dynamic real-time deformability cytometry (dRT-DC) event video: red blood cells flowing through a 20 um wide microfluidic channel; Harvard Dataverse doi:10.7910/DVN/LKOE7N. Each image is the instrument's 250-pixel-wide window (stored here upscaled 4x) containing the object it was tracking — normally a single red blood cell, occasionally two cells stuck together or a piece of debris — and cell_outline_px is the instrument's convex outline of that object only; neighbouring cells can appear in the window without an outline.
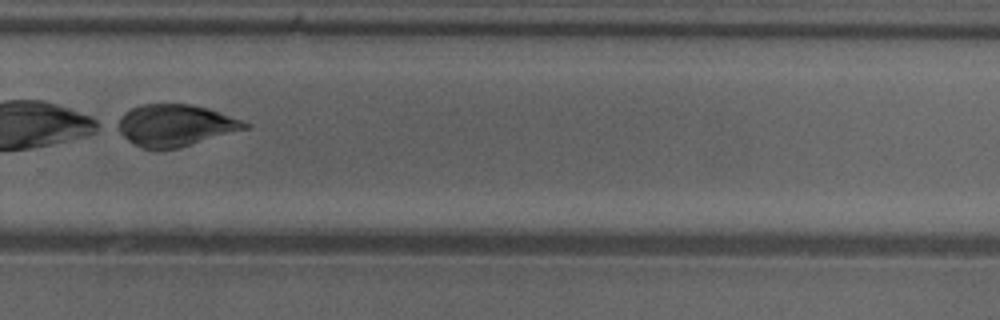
{"species": "common noctule bat (a hibernating species)", "species_latin": "Nyctalus noctula", "temperature_condition": "cold", "stored_images_in_passage": 36, "camera_frame_rate_fps": 3000, "um_per_image_px": 0.085, "animal": {"sex": "female"}, "frame": {"image": 1, "passage_image": 34, "time_ms": 11.0, "image_size_px": [1000, 320], "cell_outline_px": [[252, 124], [248, 128], [180, 148], [144, 148], [128, 140], [112, 128], [120, 116], [124, 112], [140, 104], [192, 104], [208, 108]], "centroid_in_image_um": [14.85, 10.64], "position_along_channel_um": 315.0, "area_um2": 31.04}}